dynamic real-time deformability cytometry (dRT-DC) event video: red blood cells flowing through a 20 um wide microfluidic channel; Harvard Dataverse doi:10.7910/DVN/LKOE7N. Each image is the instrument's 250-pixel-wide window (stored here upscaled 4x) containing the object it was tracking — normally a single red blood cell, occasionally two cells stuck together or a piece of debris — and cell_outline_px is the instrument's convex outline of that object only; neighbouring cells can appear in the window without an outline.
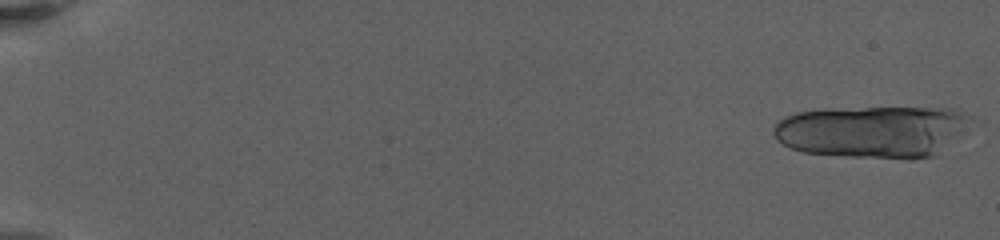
{"species": "human", "species_latin": "Homo sapiens", "temperature_condition": "warm", "stored_images_in_passage": 19, "camera_frame_rate_fps": 3000, "um_per_image_px": 0.085, "donor": {"sex": "female"}, "frame": {"image": 1, "passage_image": 2, "time_ms": 0.333, "image_size_px": [1000, 240], "cell_outline_px": [[964, 112], [956, 132], [936, 156], [912, 160], [908, 160], [852, 156], [804, 152], [792, 148], [776, 140], [772, 132], [772, 128], [780, 120], [796, 112], [864, 108], [952, 108]], "centroid_in_image_um": [74.0, 11.21], "position_along_channel_um": 11.0, "area_um2": 57.97}}
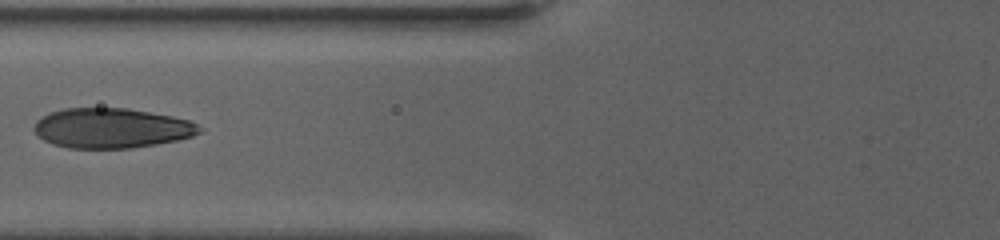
{"frame": {"image": 2, "passage_image": 17, "time_ms": 10.0, "image_size_px": [1000, 240], "cell_outline_px": [[200, 132], [192, 136], [176, 140], [156, 144], [132, 148], [68, 148], [52, 144], [44, 140], [32, 128], [36, 120], [52, 112], [64, 108], [128, 108], [172, 116], [188, 120], [196, 124], [200, 128]], "centroid_in_image_um": [9.46, 10.89], "position_along_channel_um": 116.3, "area_um2": 38.26}}
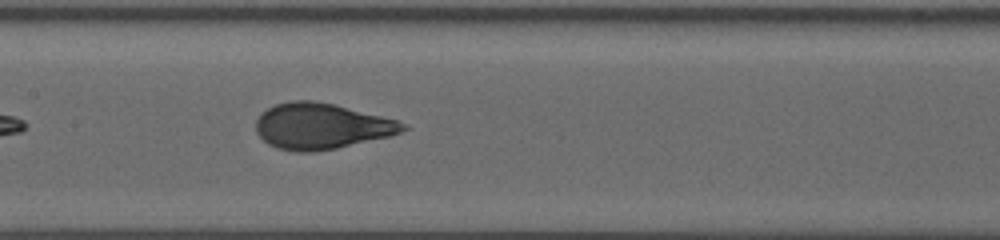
{"frame": {"image": 3, "passage_image": 19, "time_ms": 12.0, "image_size_px": [1000, 240], "cell_outline_px": [[408, 128], [400, 132], [388, 136], [336, 148], [312, 152], [296, 152], [276, 148], [268, 144], [256, 132], [256, 120], [260, 112], [276, 104], [288, 100], [312, 100], [332, 104], [396, 120], [408, 124]], "centroid_in_image_um": [27.25, 10.72], "position_along_channel_um": 180.1, "area_um2": 39.02}}